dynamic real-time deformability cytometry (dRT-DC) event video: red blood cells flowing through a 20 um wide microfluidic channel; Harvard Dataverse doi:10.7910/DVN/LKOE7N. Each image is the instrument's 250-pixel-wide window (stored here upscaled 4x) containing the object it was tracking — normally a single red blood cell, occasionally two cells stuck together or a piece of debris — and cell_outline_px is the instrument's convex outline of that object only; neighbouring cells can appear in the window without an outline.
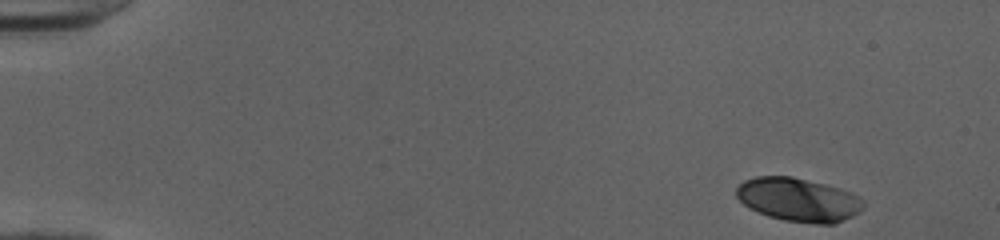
{"species": "human", "species_latin": "Homo sapiens", "temperature_condition": "cold", "stored_images_in_passage": 48, "camera_frame_rate_fps": 3000, "um_per_image_px": 0.085, "donor": {"sex": "female"}, "frame": {"image": 1, "passage_image": 1, "time_ms": 0.0, "image_size_px": [1000, 240], "cell_outline_px": [[864, 208], [860, 212], [836, 224], [812, 224], [784, 220], [768, 216], [748, 208], [736, 196], [736, 188], [744, 180], [756, 176], [792, 176], [824, 184], [848, 192], [864, 200]], "centroid_in_image_um": [67.85, 16.99], "position_along_channel_um": 17.1, "area_um2": 32.25}}
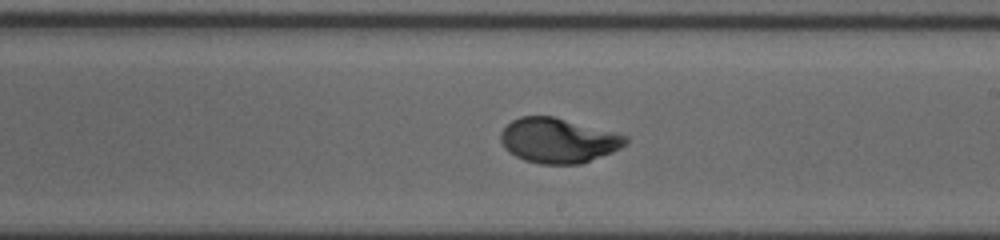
{"frame": {"image": 2, "passage_image": 28, "time_ms": 9.0, "image_size_px": [1000, 240], "cell_outline_px": [[628, 140], [620, 148], [612, 152], [580, 164], [540, 164], [524, 160], [508, 152], [504, 148], [500, 140], [500, 132], [512, 120], [520, 116], [552, 116], [628, 136]], "centroid_in_image_um": [47.4, 11.95], "position_along_channel_um": 241.6, "area_um2": 32.43}}
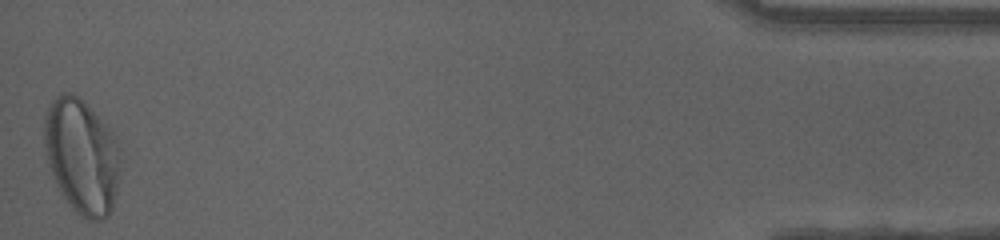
{"frame": {"image": 3, "passage_image": 48, "time_ms": 15.667, "image_size_px": [1000, 240], "cell_outline_px": [[120, 168], [116, 192], [112, 208], [108, 216], [104, 220], [84, 220], [72, 208], [60, 192], [56, 184], [48, 164], [44, 144], [44, 116], [48, 104], [60, 92], [72, 92], [80, 96], [112, 132], [120, 152]], "centroid_in_image_um": [6.93, 13.26], "position_along_channel_um": 428.3, "area_um2": 51.38}, "authors_computed_cell_mechanics": {"area_um2": 32.4547, "velocity_mm_per_s": 4.0016, "shape_relaxation_time_tau1_ms": 3.2404, "shape_relaxation_time_tau2_ms": null, "deformation_change_tau1": 0.189, "deformation_change_tau2": null}}